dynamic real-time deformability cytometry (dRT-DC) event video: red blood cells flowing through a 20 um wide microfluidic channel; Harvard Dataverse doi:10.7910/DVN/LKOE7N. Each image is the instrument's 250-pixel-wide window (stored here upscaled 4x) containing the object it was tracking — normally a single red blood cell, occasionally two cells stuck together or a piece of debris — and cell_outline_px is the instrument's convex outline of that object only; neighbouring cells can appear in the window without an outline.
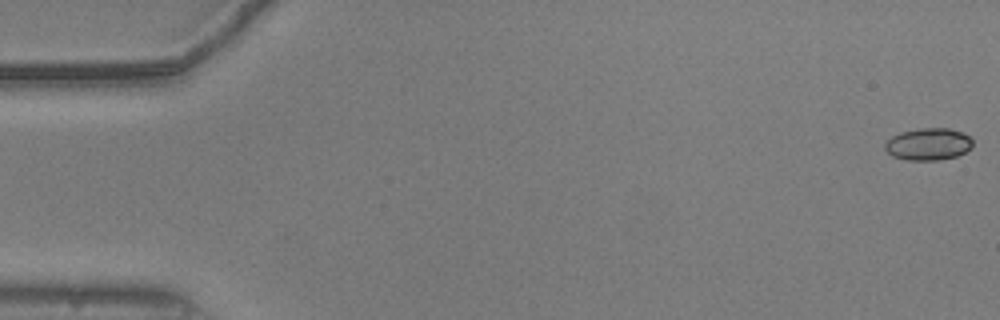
{"species": "common noctule bat (a hibernating species)", "species_latin": "Nyctalus noctula", "temperature_condition": "warm", "stored_images_in_passage": 54, "camera_frame_rate_fps": 3000, "um_per_image_px": 0.085, "animal": {"sex": "male", "body_mass_g": 20.5, "forearm_length_mm": 52.5}, "frame": {"image": 1, "passage_image": 1, "time_ms": 0.0, "image_size_px": [1000, 320], "cell_outline_px": [[972, 148], [956, 156], [940, 160], [908, 160], [892, 156], [884, 148], [884, 144], [892, 136], [900, 132], [920, 128], [948, 128], [960, 132], [968, 136], [972, 140]], "centroid_in_image_um": [78.89, 12.25], "position_along_channel_um": 6.1, "area_um2": 16.36}}
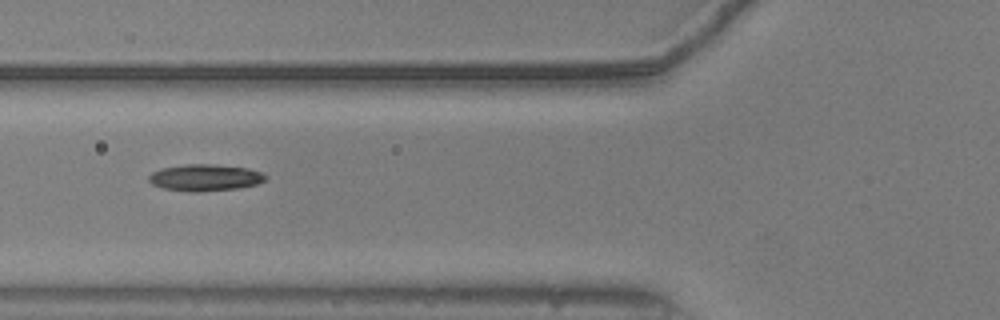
{"frame": {"image": 2, "passage_image": 21, "time_ms": 6.667, "image_size_px": [1000, 320], "cell_outline_px": [[268, 176], [264, 180], [256, 184], [240, 188], [196, 192], [188, 192], [164, 188], [152, 184], [148, 180], [148, 176], [152, 172], [160, 168], [188, 164], [216, 164], [248, 168], [260, 172]], "centroid_in_image_um": [17.41, 15.09], "position_along_channel_um": 108.4, "area_um2": 18.21}}
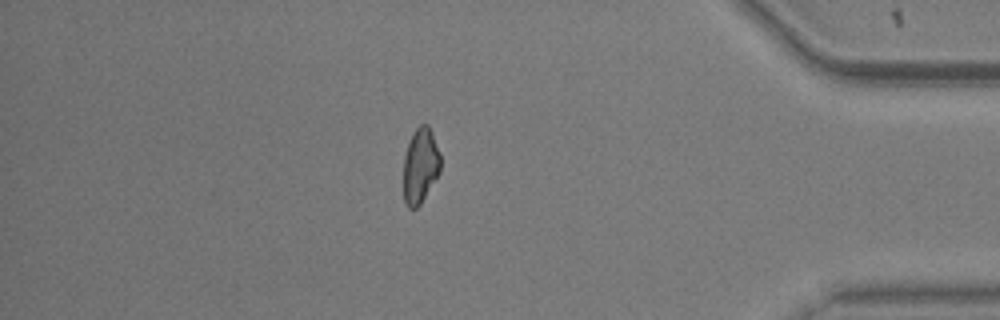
{"frame": {"image": 3, "passage_image": 47, "time_ms": 15.333, "image_size_px": [1000, 320], "cell_outline_px": [[440, 172], [420, 204], [416, 208], [408, 208], [404, 204], [404, 156], [412, 132], [420, 124], [428, 124], [432, 132], [440, 152]], "centroid_in_image_um": [35.73, 14.07], "position_along_channel_um": 399.5, "area_um2": 16.3}, "authors_computed_cell_mechanics": {"area_um2": 17.1088, "velocity_mm_per_s": 3.7788, "shape_relaxation_time_tau1_ms": null, "shape_relaxation_time_tau2_ms": 2.9597, "deformation_change_tau1": null, "deformation_change_tau2": 0.0715}}